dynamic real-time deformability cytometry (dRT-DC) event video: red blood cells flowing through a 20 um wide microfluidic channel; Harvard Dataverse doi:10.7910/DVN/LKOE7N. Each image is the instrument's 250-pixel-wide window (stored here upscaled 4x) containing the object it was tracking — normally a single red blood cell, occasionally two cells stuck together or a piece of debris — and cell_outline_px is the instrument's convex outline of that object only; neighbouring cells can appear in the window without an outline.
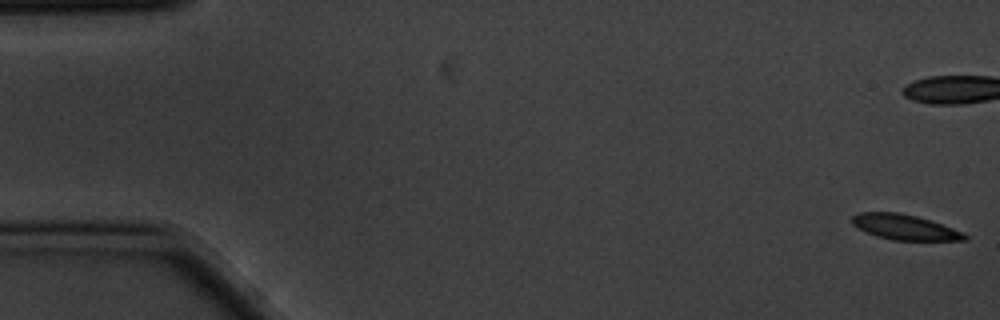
{"species": "common noctule bat (a hibernating species)", "species_latin": "Nyctalus noctula", "temperature_condition": "cold", "stored_images_in_passage": 10, "camera_frame_rate_fps": 3000, "um_per_image_px": 0.085, "animal": {"sex": "male", "body_mass_g": 20.1, "forearm_length_mm": 53.5}, "frame": {"image": 1, "passage_image": 1, "time_ms": 0.0, "image_size_px": [1000, 320], "cell_outline_px": [[968, 240], [892, 240], [876, 236], [856, 228], [852, 224], [852, 216], [860, 212], [900, 212], [916, 216], [964, 232], [968, 236]], "centroid_in_image_um": [76.86, 19.31], "position_along_channel_um": 8.1, "area_um2": 16.53}}